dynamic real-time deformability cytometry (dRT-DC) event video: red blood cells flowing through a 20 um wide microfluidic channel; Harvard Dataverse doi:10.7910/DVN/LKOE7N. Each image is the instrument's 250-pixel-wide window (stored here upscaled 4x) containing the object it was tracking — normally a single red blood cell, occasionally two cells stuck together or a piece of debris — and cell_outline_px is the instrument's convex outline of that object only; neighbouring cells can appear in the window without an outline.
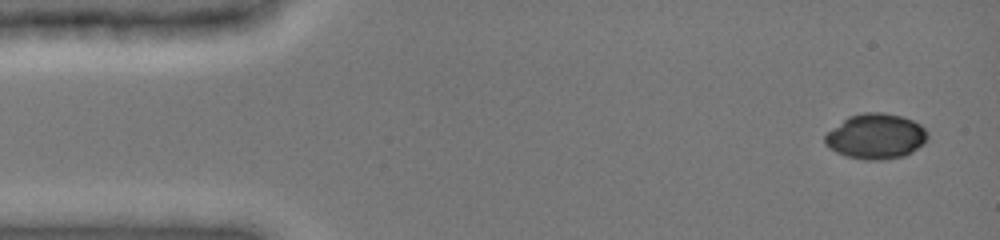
{"species": "common noctule bat (a hibernating species)", "species_latin": "Nyctalus noctula", "temperature_condition": "cold", "stored_images_in_passage": 8, "camera_frame_rate_fps": 3000, "um_per_image_px": 0.085, "animal": {"sex": "female", "body_mass_g": 19.0, "forearm_length_mm": 51.5}, "frame": {"image": 1, "passage_image": 1, "time_ms": 0.0, "image_size_px": [1000, 240], "cell_outline_px": [[928, 140], [924, 144], [912, 152], [904, 156], [880, 160], [864, 160], [848, 156], [836, 152], [828, 148], [824, 144], [824, 136], [832, 128], [848, 116], [864, 112], [884, 112], [900, 116], [912, 120], [920, 124], [928, 132]], "centroid_in_image_um": [74.45, 11.59], "position_along_channel_um": 10.6, "area_um2": 27.28}}
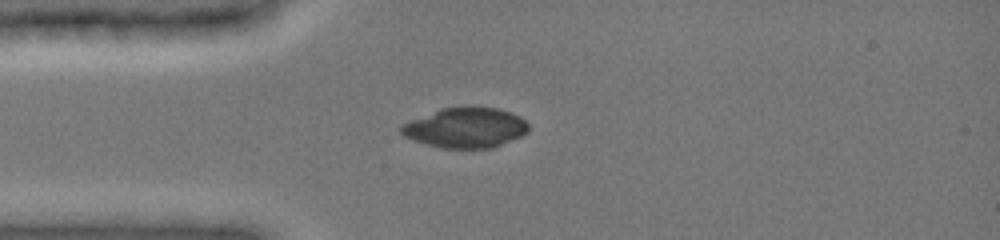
{"frame": {"image": 2, "passage_image": 5, "time_ms": 3.333, "image_size_px": [1000, 240], "cell_outline_px": [[528, 132], [520, 136], [492, 148], [444, 148], [424, 144], [412, 140], [404, 136], [400, 132], [400, 128], [404, 124], [412, 120], [440, 108], [464, 104], [472, 104], [496, 108], [520, 116], [528, 124]], "centroid_in_image_um": [39.56, 10.82], "position_along_channel_um": 45.4, "area_um2": 30.17}}